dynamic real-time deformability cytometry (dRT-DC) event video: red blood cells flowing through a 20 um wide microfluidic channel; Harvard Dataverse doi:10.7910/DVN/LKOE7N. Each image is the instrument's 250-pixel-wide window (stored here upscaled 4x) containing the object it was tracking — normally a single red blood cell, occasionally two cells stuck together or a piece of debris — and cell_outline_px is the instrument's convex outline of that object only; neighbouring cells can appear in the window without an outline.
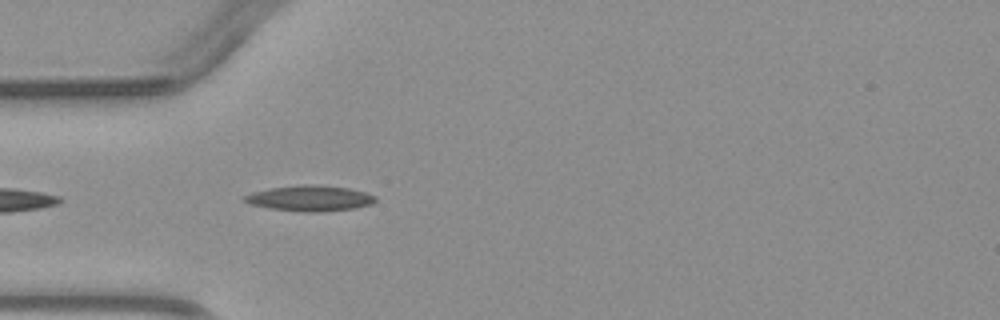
{"species": "common noctule bat (a hibernating species)", "species_latin": "Nyctalus noctula", "temperature_condition": "warm", "stored_images_in_passage": 2, "camera_frame_rate_fps": 3000, "um_per_image_px": 0.085, "animal": {"sex": "male", "body_mass_g": 23.1, "forearm_length_mm": 52.7}, "frame": {"image": 1, "passage_image": 2, "time_ms": 1.333, "image_size_px": [1000, 320], "cell_outline_px": [[376, 200], [372, 204], [356, 208], [320, 212], [304, 212], [268, 208], [252, 204], [244, 200], [244, 196], [252, 192], [268, 188], [300, 184], [316, 184], [348, 188], [364, 192], [376, 196]], "centroid_in_image_um": [26.35, 16.85], "position_along_channel_um": 58.6, "area_um2": 19.65}}